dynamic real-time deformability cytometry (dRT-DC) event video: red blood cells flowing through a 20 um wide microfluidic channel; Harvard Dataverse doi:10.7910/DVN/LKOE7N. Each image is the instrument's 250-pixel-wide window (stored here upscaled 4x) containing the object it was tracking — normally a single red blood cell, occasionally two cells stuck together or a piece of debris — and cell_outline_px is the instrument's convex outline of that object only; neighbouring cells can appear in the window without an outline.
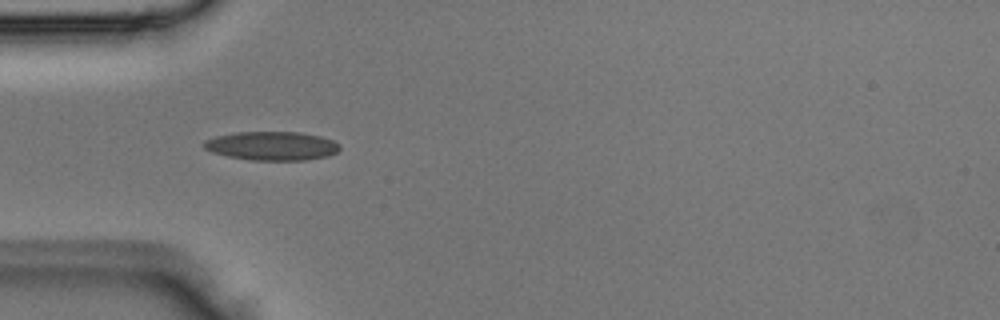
{"species": "Egyptian fruit bat (a non-hibernating species)", "species_latin": "Rousettus aegyptiacus", "temperature_condition": "room temperature", "stored_images_in_passage": 4, "camera_frame_rate_fps": 3000, "um_per_image_px": 0.085, "animal": {"sex": "male"}, "frame": {"image": 1, "passage_image": 3, "time_ms": 0.667, "image_size_px": [1000, 320], "cell_outline_px": [[340, 148], [336, 152], [328, 156], [304, 160], [252, 160], [228, 156], [212, 152], [204, 148], [204, 140], [216, 136], [236, 132], [300, 132], [320, 136], [332, 140], [340, 144]], "centroid_in_image_um": [23.12, 12.39], "position_along_channel_um": 61.9, "area_um2": 22.72}}
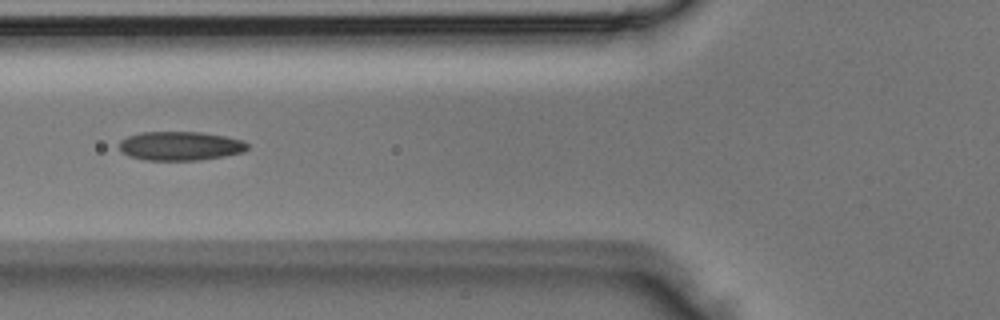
{"frame": {"image": 2, "passage_image": 4, "time_ms": 1.0, "image_size_px": [1000, 320], "cell_outline_px": [[248, 148], [244, 152], [224, 156], [200, 160], [144, 160], [128, 156], [120, 148], [120, 140], [128, 136], [140, 132], [200, 132], [224, 136], [244, 140], [248, 144]], "centroid_in_image_um": [15.34, 12.4], "position_along_channel_um": 110.5, "area_um2": 21.68}}